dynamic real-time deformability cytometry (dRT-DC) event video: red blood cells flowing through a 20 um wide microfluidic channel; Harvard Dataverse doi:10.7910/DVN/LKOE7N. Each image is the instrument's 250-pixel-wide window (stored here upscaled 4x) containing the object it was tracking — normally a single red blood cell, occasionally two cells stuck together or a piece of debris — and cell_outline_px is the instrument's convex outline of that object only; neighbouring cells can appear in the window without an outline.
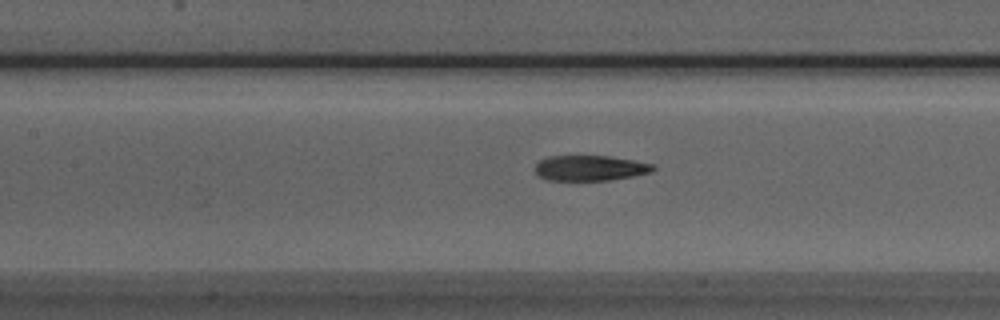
{"species": "Egyptian fruit bat (a non-hibernating species)", "species_latin": "Rousettus aegyptiacus", "temperature_condition": "room temperature", "stored_images_in_passage": 51, "camera_frame_rate_fps": 3000, "um_per_image_px": 0.085, "animal": {"sex": "male"}, "frame": {"image": 1, "passage_image": 21, "time_ms": 6.667, "image_size_px": [1000, 320], "cell_outline_px": [[656, 168], [652, 172], [632, 176], [608, 180], [548, 180], [540, 176], [536, 172], [536, 164], [540, 160], [548, 156], [608, 156], [656, 164]], "centroid_in_image_um": [50.19, 14.28], "position_along_channel_um": 157.2, "area_um2": 17.34}}
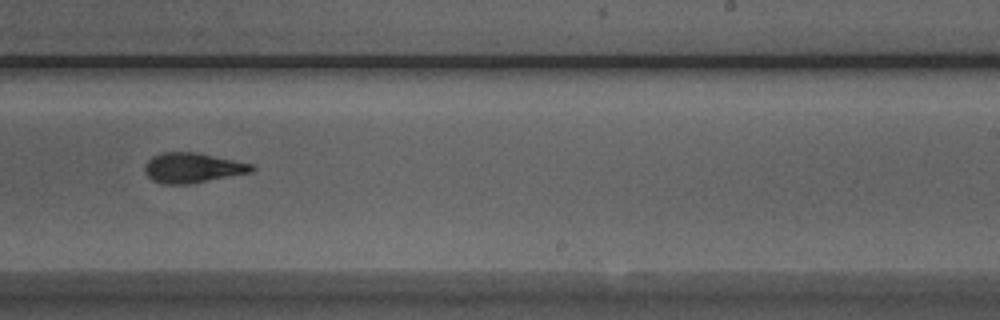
{"frame": {"image": 2, "passage_image": 30, "time_ms": 9.667, "image_size_px": [1000, 320], "cell_outline_px": [[256, 168], [252, 172], [188, 184], [164, 184], [152, 180], [144, 172], [144, 164], [152, 156], [164, 152], [196, 152], [252, 164]], "centroid_in_image_um": [16.33, 14.26], "position_along_channel_um": 272.7, "area_um2": 18.61}}
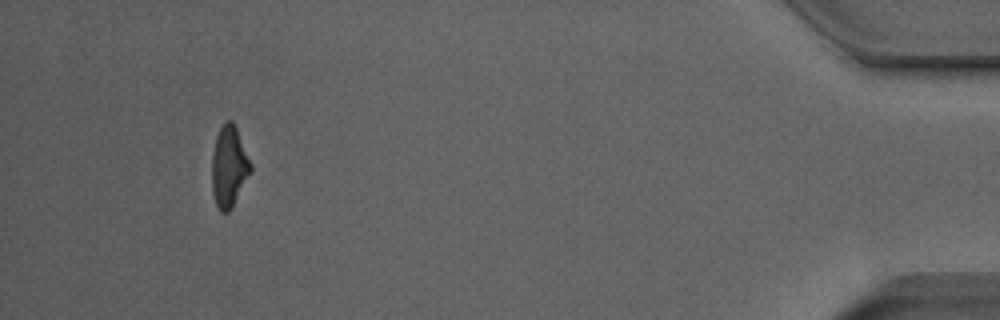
{"frame": {"image": 3, "passage_image": 47, "time_ms": 15.333, "image_size_px": [1000, 320], "cell_outline_px": [[252, 172], [232, 208], [228, 212], [220, 212], [216, 204], [212, 192], [212, 156], [216, 136], [220, 128], [228, 120], [232, 120], [236, 128], [252, 164]], "centroid_in_image_um": [19.48, 14.2], "position_along_channel_um": 415.7, "area_um2": 18.38}, "authors_computed_cell_mechanics": {"area_um2": 18.6116, "velocity_mm_per_s": 3.8591, "shape_relaxation_time_tau1_ms": 4.0253, "shape_relaxation_time_tau2_ms": 2.1366, "deformation_change_tau1": 0.1855, "deformation_change_tau2": 0.0969}}